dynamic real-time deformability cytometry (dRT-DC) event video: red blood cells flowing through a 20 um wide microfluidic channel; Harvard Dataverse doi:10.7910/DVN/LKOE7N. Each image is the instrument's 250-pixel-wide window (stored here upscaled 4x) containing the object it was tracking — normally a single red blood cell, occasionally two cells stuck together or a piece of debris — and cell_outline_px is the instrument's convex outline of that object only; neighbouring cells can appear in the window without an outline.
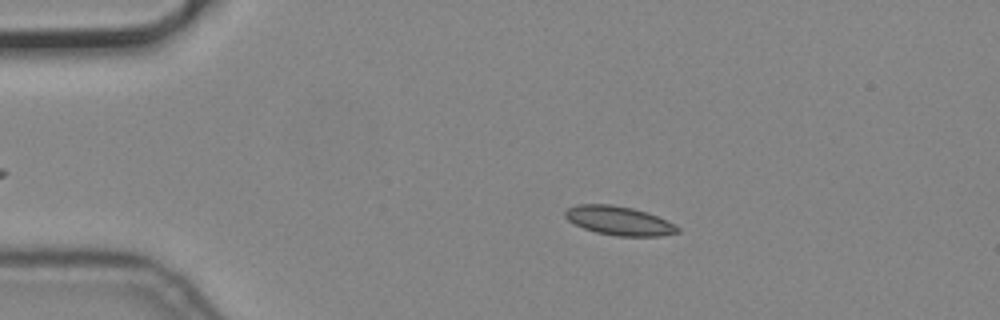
{"species": "common noctule bat (a hibernating species)", "species_latin": "Nyctalus noctula", "temperature_condition": "cold", "stored_images_in_passage": 4, "camera_frame_rate_fps": 3000, "um_per_image_px": 0.085, "animal": {"sex": "male", "body_mass_g": 19.2, "forearm_length_mm": 51.8}, "frame": {"image": 1, "passage_image": 3, "time_ms": 0.667, "image_size_px": [1000, 320], "cell_outline_px": [[680, 232], [660, 236], [616, 236], [596, 232], [584, 228], [568, 220], [564, 216], [564, 212], [568, 208], [580, 204], [608, 204], [632, 208], [668, 220], [676, 224], [680, 228]], "centroid_in_image_um": [52.64, 18.77], "position_along_channel_um": 32.4, "area_um2": 18.84}}